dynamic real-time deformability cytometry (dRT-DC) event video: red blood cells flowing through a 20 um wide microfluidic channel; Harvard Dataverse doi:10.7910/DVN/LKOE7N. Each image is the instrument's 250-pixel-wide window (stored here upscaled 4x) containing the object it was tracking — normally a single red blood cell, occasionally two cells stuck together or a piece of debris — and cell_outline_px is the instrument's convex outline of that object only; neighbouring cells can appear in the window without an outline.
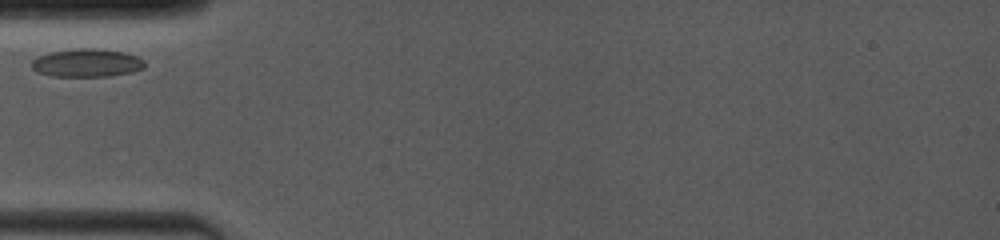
{"species": "common noctule bat (a hibernating species)", "species_latin": "Nyctalus noctula", "temperature_condition": "room temperature", "stored_images_in_passage": 7, "camera_frame_rate_fps": 4000, "um_per_image_px": 0.085, "animal": {"sex": "female", "body_mass_g": 19.0, "forearm_length_mm": 53.3}, "frame": {"image": 1, "passage_image": 1, "time_ms": 0.0, "image_size_px": [1000, 240], "cell_outline_px": [[144, 68], [132, 72], [108, 76], [52, 76], [36, 72], [32, 68], [32, 60], [40, 56], [52, 52], [76, 48], [96, 48], [124, 52], [136, 56], [144, 60]], "centroid_in_image_um": [7.39, 5.35], "position_along_channel_um": 77.6, "area_um2": 18.44}}
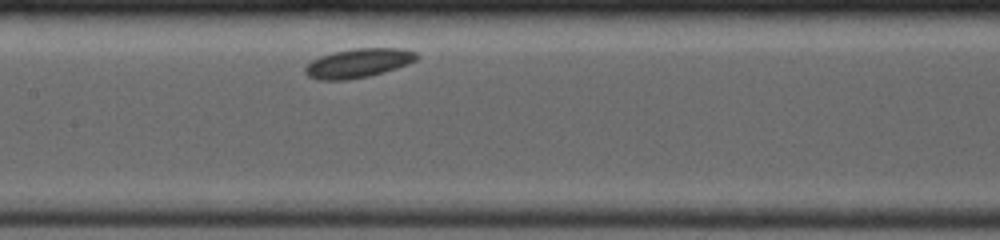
{"frame": {"image": 2, "passage_image": 5, "time_ms": 2.75, "image_size_px": [1000, 240], "cell_outline_px": [[420, 56], [416, 60], [408, 64], [384, 72], [368, 76], [344, 80], [320, 80], [308, 76], [304, 72], [304, 68], [312, 60], [320, 56], [332, 52], [352, 48], [400, 48], [416, 52]], "centroid_in_image_um": [30.45, 5.35], "position_along_channel_um": 176.9, "area_um2": 18.96}}
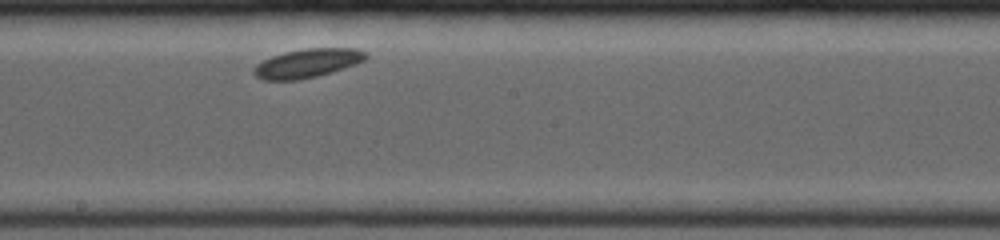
{"frame": {"image": 3, "passage_image": 7, "time_ms": 4.0, "image_size_px": [1000, 240], "cell_outline_px": [[368, 56], [364, 60], [356, 64], [344, 68], [316, 76], [300, 80], [264, 80], [256, 76], [252, 72], [252, 68], [256, 64], [272, 56], [284, 52], [304, 48], [356, 48], [368, 52]], "centroid_in_image_um": [26.13, 5.36], "position_along_channel_um": 222.1, "area_um2": 18.9}}